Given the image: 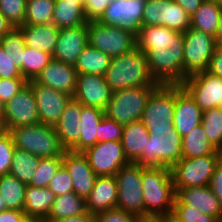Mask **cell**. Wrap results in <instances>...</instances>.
Listing matches in <instances>:
<instances>
[{
	"label": "cell",
	"mask_w": 222,
	"mask_h": 222,
	"mask_svg": "<svg viewBox=\"0 0 222 222\" xmlns=\"http://www.w3.org/2000/svg\"><path fill=\"white\" fill-rule=\"evenodd\" d=\"M203 111L182 85H175V112L173 125L181 137L202 123Z\"/></svg>",
	"instance_id": "cell-19"
},
{
	"label": "cell",
	"mask_w": 222,
	"mask_h": 222,
	"mask_svg": "<svg viewBox=\"0 0 222 222\" xmlns=\"http://www.w3.org/2000/svg\"><path fill=\"white\" fill-rule=\"evenodd\" d=\"M88 45L110 58L118 57L137 47L136 35L120 26L87 22Z\"/></svg>",
	"instance_id": "cell-7"
},
{
	"label": "cell",
	"mask_w": 222,
	"mask_h": 222,
	"mask_svg": "<svg viewBox=\"0 0 222 222\" xmlns=\"http://www.w3.org/2000/svg\"><path fill=\"white\" fill-rule=\"evenodd\" d=\"M124 126L106 115L99 124V142L121 141Z\"/></svg>",
	"instance_id": "cell-46"
},
{
	"label": "cell",
	"mask_w": 222,
	"mask_h": 222,
	"mask_svg": "<svg viewBox=\"0 0 222 222\" xmlns=\"http://www.w3.org/2000/svg\"><path fill=\"white\" fill-rule=\"evenodd\" d=\"M39 162L40 157L15 148L9 174L28 185L38 168Z\"/></svg>",
	"instance_id": "cell-35"
},
{
	"label": "cell",
	"mask_w": 222,
	"mask_h": 222,
	"mask_svg": "<svg viewBox=\"0 0 222 222\" xmlns=\"http://www.w3.org/2000/svg\"><path fill=\"white\" fill-rule=\"evenodd\" d=\"M63 165L71 176L74 193L86 199L97 178L87 156L83 152L66 150L63 154Z\"/></svg>",
	"instance_id": "cell-18"
},
{
	"label": "cell",
	"mask_w": 222,
	"mask_h": 222,
	"mask_svg": "<svg viewBox=\"0 0 222 222\" xmlns=\"http://www.w3.org/2000/svg\"><path fill=\"white\" fill-rule=\"evenodd\" d=\"M149 136V130L141 121L124 125L121 143L129 162L135 163L145 152V145Z\"/></svg>",
	"instance_id": "cell-28"
},
{
	"label": "cell",
	"mask_w": 222,
	"mask_h": 222,
	"mask_svg": "<svg viewBox=\"0 0 222 222\" xmlns=\"http://www.w3.org/2000/svg\"><path fill=\"white\" fill-rule=\"evenodd\" d=\"M5 203L3 202V198L0 195V212L6 210Z\"/></svg>",
	"instance_id": "cell-63"
},
{
	"label": "cell",
	"mask_w": 222,
	"mask_h": 222,
	"mask_svg": "<svg viewBox=\"0 0 222 222\" xmlns=\"http://www.w3.org/2000/svg\"><path fill=\"white\" fill-rule=\"evenodd\" d=\"M165 27L181 33L190 28V17L173 0H166Z\"/></svg>",
	"instance_id": "cell-41"
},
{
	"label": "cell",
	"mask_w": 222,
	"mask_h": 222,
	"mask_svg": "<svg viewBox=\"0 0 222 222\" xmlns=\"http://www.w3.org/2000/svg\"><path fill=\"white\" fill-rule=\"evenodd\" d=\"M135 222H163L162 216H139Z\"/></svg>",
	"instance_id": "cell-58"
},
{
	"label": "cell",
	"mask_w": 222,
	"mask_h": 222,
	"mask_svg": "<svg viewBox=\"0 0 222 222\" xmlns=\"http://www.w3.org/2000/svg\"><path fill=\"white\" fill-rule=\"evenodd\" d=\"M172 213L184 222H221L219 219L203 214L190 206L182 205L176 198Z\"/></svg>",
	"instance_id": "cell-44"
},
{
	"label": "cell",
	"mask_w": 222,
	"mask_h": 222,
	"mask_svg": "<svg viewBox=\"0 0 222 222\" xmlns=\"http://www.w3.org/2000/svg\"><path fill=\"white\" fill-rule=\"evenodd\" d=\"M191 17L204 0H173Z\"/></svg>",
	"instance_id": "cell-56"
},
{
	"label": "cell",
	"mask_w": 222,
	"mask_h": 222,
	"mask_svg": "<svg viewBox=\"0 0 222 222\" xmlns=\"http://www.w3.org/2000/svg\"><path fill=\"white\" fill-rule=\"evenodd\" d=\"M206 71L222 78V55L216 49Z\"/></svg>",
	"instance_id": "cell-54"
},
{
	"label": "cell",
	"mask_w": 222,
	"mask_h": 222,
	"mask_svg": "<svg viewBox=\"0 0 222 222\" xmlns=\"http://www.w3.org/2000/svg\"><path fill=\"white\" fill-rule=\"evenodd\" d=\"M82 107V104L72 98L54 126L60 143L66 150H70L79 141Z\"/></svg>",
	"instance_id": "cell-24"
},
{
	"label": "cell",
	"mask_w": 222,
	"mask_h": 222,
	"mask_svg": "<svg viewBox=\"0 0 222 222\" xmlns=\"http://www.w3.org/2000/svg\"><path fill=\"white\" fill-rule=\"evenodd\" d=\"M56 195L48 187H34L27 185L23 212L43 222L49 215Z\"/></svg>",
	"instance_id": "cell-26"
},
{
	"label": "cell",
	"mask_w": 222,
	"mask_h": 222,
	"mask_svg": "<svg viewBox=\"0 0 222 222\" xmlns=\"http://www.w3.org/2000/svg\"><path fill=\"white\" fill-rule=\"evenodd\" d=\"M0 222H37L23 211L6 209L0 212Z\"/></svg>",
	"instance_id": "cell-52"
},
{
	"label": "cell",
	"mask_w": 222,
	"mask_h": 222,
	"mask_svg": "<svg viewBox=\"0 0 222 222\" xmlns=\"http://www.w3.org/2000/svg\"><path fill=\"white\" fill-rule=\"evenodd\" d=\"M166 0H147L144 6L142 27L165 26Z\"/></svg>",
	"instance_id": "cell-42"
},
{
	"label": "cell",
	"mask_w": 222,
	"mask_h": 222,
	"mask_svg": "<svg viewBox=\"0 0 222 222\" xmlns=\"http://www.w3.org/2000/svg\"><path fill=\"white\" fill-rule=\"evenodd\" d=\"M15 148L40 158L63 157L66 149L61 145L54 126L37 123L10 129Z\"/></svg>",
	"instance_id": "cell-5"
},
{
	"label": "cell",
	"mask_w": 222,
	"mask_h": 222,
	"mask_svg": "<svg viewBox=\"0 0 222 222\" xmlns=\"http://www.w3.org/2000/svg\"><path fill=\"white\" fill-rule=\"evenodd\" d=\"M104 77L113 92L126 88L160 85L150 75L146 55L138 47L111 58Z\"/></svg>",
	"instance_id": "cell-2"
},
{
	"label": "cell",
	"mask_w": 222,
	"mask_h": 222,
	"mask_svg": "<svg viewBox=\"0 0 222 222\" xmlns=\"http://www.w3.org/2000/svg\"><path fill=\"white\" fill-rule=\"evenodd\" d=\"M175 85L160 84L150 95L141 122L147 129L174 127Z\"/></svg>",
	"instance_id": "cell-11"
},
{
	"label": "cell",
	"mask_w": 222,
	"mask_h": 222,
	"mask_svg": "<svg viewBox=\"0 0 222 222\" xmlns=\"http://www.w3.org/2000/svg\"><path fill=\"white\" fill-rule=\"evenodd\" d=\"M43 222H96V216L87 211L79 216H72L62 219H45Z\"/></svg>",
	"instance_id": "cell-55"
},
{
	"label": "cell",
	"mask_w": 222,
	"mask_h": 222,
	"mask_svg": "<svg viewBox=\"0 0 222 222\" xmlns=\"http://www.w3.org/2000/svg\"><path fill=\"white\" fill-rule=\"evenodd\" d=\"M175 198L185 206H190L203 214L215 217L222 221V207L210 189V186L180 188Z\"/></svg>",
	"instance_id": "cell-22"
},
{
	"label": "cell",
	"mask_w": 222,
	"mask_h": 222,
	"mask_svg": "<svg viewBox=\"0 0 222 222\" xmlns=\"http://www.w3.org/2000/svg\"><path fill=\"white\" fill-rule=\"evenodd\" d=\"M86 22L82 4L71 0H55L52 23L57 28H74Z\"/></svg>",
	"instance_id": "cell-30"
},
{
	"label": "cell",
	"mask_w": 222,
	"mask_h": 222,
	"mask_svg": "<svg viewBox=\"0 0 222 222\" xmlns=\"http://www.w3.org/2000/svg\"><path fill=\"white\" fill-rule=\"evenodd\" d=\"M201 125L209 142L219 150L222 147V107L204 111Z\"/></svg>",
	"instance_id": "cell-38"
},
{
	"label": "cell",
	"mask_w": 222,
	"mask_h": 222,
	"mask_svg": "<svg viewBox=\"0 0 222 222\" xmlns=\"http://www.w3.org/2000/svg\"><path fill=\"white\" fill-rule=\"evenodd\" d=\"M48 188L56 195V197L65 193L74 192L71 176L63 164L50 181Z\"/></svg>",
	"instance_id": "cell-47"
},
{
	"label": "cell",
	"mask_w": 222,
	"mask_h": 222,
	"mask_svg": "<svg viewBox=\"0 0 222 222\" xmlns=\"http://www.w3.org/2000/svg\"><path fill=\"white\" fill-rule=\"evenodd\" d=\"M105 116V111L96 107H82L80 124L81 133L79 141L70 149L83 152L99 142V124Z\"/></svg>",
	"instance_id": "cell-27"
},
{
	"label": "cell",
	"mask_w": 222,
	"mask_h": 222,
	"mask_svg": "<svg viewBox=\"0 0 222 222\" xmlns=\"http://www.w3.org/2000/svg\"><path fill=\"white\" fill-rule=\"evenodd\" d=\"M0 45L12 57L13 62L20 68L22 74L23 53L26 47L22 32L18 28H14L0 39Z\"/></svg>",
	"instance_id": "cell-40"
},
{
	"label": "cell",
	"mask_w": 222,
	"mask_h": 222,
	"mask_svg": "<svg viewBox=\"0 0 222 222\" xmlns=\"http://www.w3.org/2000/svg\"><path fill=\"white\" fill-rule=\"evenodd\" d=\"M27 83L25 78H0V98L3 103L10 101Z\"/></svg>",
	"instance_id": "cell-48"
},
{
	"label": "cell",
	"mask_w": 222,
	"mask_h": 222,
	"mask_svg": "<svg viewBox=\"0 0 222 222\" xmlns=\"http://www.w3.org/2000/svg\"><path fill=\"white\" fill-rule=\"evenodd\" d=\"M52 59L51 54L26 46L23 53L22 76L27 81L35 79Z\"/></svg>",
	"instance_id": "cell-37"
},
{
	"label": "cell",
	"mask_w": 222,
	"mask_h": 222,
	"mask_svg": "<svg viewBox=\"0 0 222 222\" xmlns=\"http://www.w3.org/2000/svg\"><path fill=\"white\" fill-rule=\"evenodd\" d=\"M0 78H24L21 74L20 68L15 65L12 57L5 52L0 45Z\"/></svg>",
	"instance_id": "cell-49"
},
{
	"label": "cell",
	"mask_w": 222,
	"mask_h": 222,
	"mask_svg": "<svg viewBox=\"0 0 222 222\" xmlns=\"http://www.w3.org/2000/svg\"><path fill=\"white\" fill-rule=\"evenodd\" d=\"M118 186L115 175L97 176L90 195L86 198V209L97 215L116 208Z\"/></svg>",
	"instance_id": "cell-23"
},
{
	"label": "cell",
	"mask_w": 222,
	"mask_h": 222,
	"mask_svg": "<svg viewBox=\"0 0 222 222\" xmlns=\"http://www.w3.org/2000/svg\"><path fill=\"white\" fill-rule=\"evenodd\" d=\"M144 216H164L172 213L176 192L171 169L142 167Z\"/></svg>",
	"instance_id": "cell-3"
},
{
	"label": "cell",
	"mask_w": 222,
	"mask_h": 222,
	"mask_svg": "<svg viewBox=\"0 0 222 222\" xmlns=\"http://www.w3.org/2000/svg\"><path fill=\"white\" fill-rule=\"evenodd\" d=\"M18 29L22 32L27 47L39 49L53 55L59 34V28L53 23L22 25Z\"/></svg>",
	"instance_id": "cell-25"
},
{
	"label": "cell",
	"mask_w": 222,
	"mask_h": 222,
	"mask_svg": "<svg viewBox=\"0 0 222 222\" xmlns=\"http://www.w3.org/2000/svg\"><path fill=\"white\" fill-rule=\"evenodd\" d=\"M221 12L222 2L204 1L190 17V28L210 34L216 39Z\"/></svg>",
	"instance_id": "cell-29"
},
{
	"label": "cell",
	"mask_w": 222,
	"mask_h": 222,
	"mask_svg": "<svg viewBox=\"0 0 222 222\" xmlns=\"http://www.w3.org/2000/svg\"><path fill=\"white\" fill-rule=\"evenodd\" d=\"M182 140V158L203 157L217 151L209 142L201 124L182 137Z\"/></svg>",
	"instance_id": "cell-32"
},
{
	"label": "cell",
	"mask_w": 222,
	"mask_h": 222,
	"mask_svg": "<svg viewBox=\"0 0 222 222\" xmlns=\"http://www.w3.org/2000/svg\"><path fill=\"white\" fill-rule=\"evenodd\" d=\"M113 0H85L83 10L87 21H97Z\"/></svg>",
	"instance_id": "cell-50"
},
{
	"label": "cell",
	"mask_w": 222,
	"mask_h": 222,
	"mask_svg": "<svg viewBox=\"0 0 222 222\" xmlns=\"http://www.w3.org/2000/svg\"><path fill=\"white\" fill-rule=\"evenodd\" d=\"M147 0H113L97 20L101 24L120 26L137 35Z\"/></svg>",
	"instance_id": "cell-15"
},
{
	"label": "cell",
	"mask_w": 222,
	"mask_h": 222,
	"mask_svg": "<svg viewBox=\"0 0 222 222\" xmlns=\"http://www.w3.org/2000/svg\"><path fill=\"white\" fill-rule=\"evenodd\" d=\"M39 123L38 107L33 89L27 83L10 101L5 103L2 125L4 130Z\"/></svg>",
	"instance_id": "cell-12"
},
{
	"label": "cell",
	"mask_w": 222,
	"mask_h": 222,
	"mask_svg": "<svg viewBox=\"0 0 222 222\" xmlns=\"http://www.w3.org/2000/svg\"><path fill=\"white\" fill-rule=\"evenodd\" d=\"M83 153L97 176L116 175L130 162L126 158L121 141L98 142Z\"/></svg>",
	"instance_id": "cell-14"
},
{
	"label": "cell",
	"mask_w": 222,
	"mask_h": 222,
	"mask_svg": "<svg viewBox=\"0 0 222 222\" xmlns=\"http://www.w3.org/2000/svg\"><path fill=\"white\" fill-rule=\"evenodd\" d=\"M158 86L150 85L114 91L105 115L123 126L140 121L150 95Z\"/></svg>",
	"instance_id": "cell-6"
},
{
	"label": "cell",
	"mask_w": 222,
	"mask_h": 222,
	"mask_svg": "<svg viewBox=\"0 0 222 222\" xmlns=\"http://www.w3.org/2000/svg\"><path fill=\"white\" fill-rule=\"evenodd\" d=\"M113 91L103 75L77 74L76 91L73 99L86 107L106 110Z\"/></svg>",
	"instance_id": "cell-17"
},
{
	"label": "cell",
	"mask_w": 222,
	"mask_h": 222,
	"mask_svg": "<svg viewBox=\"0 0 222 222\" xmlns=\"http://www.w3.org/2000/svg\"><path fill=\"white\" fill-rule=\"evenodd\" d=\"M86 212V199L74 192H69L55 198L46 219H62L79 216Z\"/></svg>",
	"instance_id": "cell-33"
},
{
	"label": "cell",
	"mask_w": 222,
	"mask_h": 222,
	"mask_svg": "<svg viewBox=\"0 0 222 222\" xmlns=\"http://www.w3.org/2000/svg\"><path fill=\"white\" fill-rule=\"evenodd\" d=\"M221 158L219 150L203 157L181 158L171 168L175 192L180 188L208 186Z\"/></svg>",
	"instance_id": "cell-8"
},
{
	"label": "cell",
	"mask_w": 222,
	"mask_h": 222,
	"mask_svg": "<svg viewBox=\"0 0 222 222\" xmlns=\"http://www.w3.org/2000/svg\"><path fill=\"white\" fill-rule=\"evenodd\" d=\"M95 216L96 222H135L137 218V216L118 208L109 209Z\"/></svg>",
	"instance_id": "cell-51"
},
{
	"label": "cell",
	"mask_w": 222,
	"mask_h": 222,
	"mask_svg": "<svg viewBox=\"0 0 222 222\" xmlns=\"http://www.w3.org/2000/svg\"><path fill=\"white\" fill-rule=\"evenodd\" d=\"M163 222H184L183 220L176 217L173 213L162 216Z\"/></svg>",
	"instance_id": "cell-59"
},
{
	"label": "cell",
	"mask_w": 222,
	"mask_h": 222,
	"mask_svg": "<svg viewBox=\"0 0 222 222\" xmlns=\"http://www.w3.org/2000/svg\"><path fill=\"white\" fill-rule=\"evenodd\" d=\"M137 47L146 55L149 73L163 85L184 82L183 33L165 26H144L136 35Z\"/></svg>",
	"instance_id": "cell-1"
},
{
	"label": "cell",
	"mask_w": 222,
	"mask_h": 222,
	"mask_svg": "<svg viewBox=\"0 0 222 222\" xmlns=\"http://www.w3.org/2000/svg\"><path fill=\"white\" fill-rule=\"evenodd\" d=\"M111 58L100 50L87 45L77 61L74 68L77 74H96L103 75L106 73Z\"/></svg>",
	"instance_id": "cell-31"
},
{
	"label": "cell",
	"mask_w": 222,
	"mask_h": 222,
	"mask_svg": "<svg viewBox=\"0 0 222 222\" xmlns=\"http://www.w3.org/2000/svg\"><path fill=\"white\" fill-rule=\"evenodd\" d=\"M216 41H222V12L219 17V25H218V31L216 34Z\"/></svg>",
	"instance_id": "cell-60"
},
{
	"label": "cell",
	"mask_w": 222,
	"mask_h": 222,
	"mask_svg": "<svg viewBox=\"0 0 222 222\" xmlns=\"http://www.w3.org/2000/svg\"><path fill=\"white\" fill-rule=\"evenodd\" d=\"M216 50L222 55V41H216Z\"/></svg>",
	"instance_id": "cell-62"
},
{
	"label": "cell",
	"mask_w": 222,
	"mask_h": 222,
	"mask_svg": "<svg viewBox=\"0 0 222 222\" xmlns=\"http://www.w3.org/2000/svg\"><path fill=\"white\" fill-rule=\"evenodd\" d=\"M27 0H0V12L14 28L24 25Z\"/></svg>",
	"instance_id": "cell-43"
},
{
	"label": "cell",
	"mask_w": 222,
	"mask_h": 222,
	"mask_svg": "<svg viewBox=\"0 0 222 222\" xmlns=\"http://www.w3.org/2000/svg\"><path fill=\"white\" fill-rule=\"evenodd\" d=\"M63 164V157L40 158L31 182L28 185L34 187H48L50 181Z\"/></svg>",
	"instance_id": "cell-39"
},
{
	"label": "cell",
	"mask_w": 222,
	"mask_h": 222,
	"mask_svg": "<svg viewBox=\"0 0 222 222\" xmlns=\"http://www.w3.org/2000/svg\"><path fill=\"white\" fill-rule=\"evenodd\" d=\"M204 1H216V2H222V0H204Z\"/></svg>",
	"instance_id": "cell-66"
},
{
	"label": "cell",
	"mask_w": 222,
	"mask_h": 222,
	"mask_svg": "<svg viewBox=\"0 0 222 222\" xmlns=\"http://www.w3.org/2000/svg\"><path fill=\"white\" fill-rule=\"evenodd\" d=\"M194 98L204 112L222 107V78L209 72L201 71L189 75L181 84Z\"/></svg>",
	"instance_id": "cell-13"
},
{
	"label": "cell",
	"mask_w": 222,
	"mask_h": 222,
	"mask_svg": "<svg viewBox=\"0 0 222 222\" xmlns=\"http://www.w3.org/2000/svg\"><path fill=\"white\" fill-rule=\"evenodd\" d=\"M27 184L11 174L0 176V195L7 209L23 211Z\"/></svg>",
	"instance_id": "cell-34"
},
{
	"label": "cell",
	"mask_w": 222,
	"mask_h": 222,
	"mask_svg": "<svg viewBox=\"0 0 222 222\" xmlns=\"http://www.w3.org/2000/svg\"><path fill=\"white\" fill-rule=\"evenodd\" d=\"M184 80L205 71L216 49V39L210 34L189 28L184 33Z\"/></svg>",
	"instance_id": "cell-10"
},
{
	"label": "cell",
	"mask_w": 222,
	"mask_h": 222,
	"mask_svg": "<svg viewBox=\"0 0 222 222\" xmlns=\"http://www.w3.org/2000/svg\"><path fill=\"white\" fill-rule=\"evenodd\" d=\"M4 106H5V104L3 103V101L0 98V123H2V121H3Z\"/></svg>",
	"instance_id": "cell-61"
},
{
	"label": "cell",
	"mask_w": 222,
	"mask_h": 222,
	"mask_svg": "<svg viewBox=\"0 0 222 222\" xmlns=\"http://www.w3.org/2000/svg\"><path fill=\"white\" fill-rule=\"evenodd\" d=\"M145 152L135 162L141 167L172 168L182 158V137L174 127L148 129Z\"/></svg>",
	"instance_id": "cell-4"
},
{
	"label": "cell",
	"mask_w": 222,
	"mask_h": 222,
	"mask_svg": "<svg viewBox=\"0 0 222 222\" xmlns=\"http://www.w3.org/2000/svg\"><path fill=\"white\" fill-rule=\"evenodd\" d=\"M34 80L73 97L76 91L77 71L73 65L52 59Z\"/></svg>",
	"instance_id": "cell-21"
},
{
	"label": "cell",
	"mask_w": 222,
	"mask_h": 222,
	"mask_svg": "<svg viewBox=\"0 0 222 222\" xmlns=\"http://www.w3.org/2000/svg\"><path fill=\"white\" fill-rule=\"evenodd\" d=\"M87 45V22L74 28L59 29L52 58L74 66Z\"/></svg>",
	"instance_id": "cell-20"
},
{
	"label": "cell",
	"mask_w": 222,
	"mask_h": 222,
	"mask_svg": "<svg viewBox=\"0 0 222 222\" xmlns=\"http://www.w3.org/2000/svg\"><path fill=\"white\" fill-rule=\"evenodd\" d=\"M55 0H27L24 25L52 23Z\"/></svg>",
	"instance_id": "cell-36"
},
{
	"label": "cell",
	"mask_w": 222,
	"mask_h": 222,
	"mask_svg": "<svg viewBox=\"0 0 222 222\" xmlns=\"http://www.w3.org/2000/svg\"><path fill=\"white\" fill-rule=\"evenodd\" d=\"M13 29L14 27L12 24L0 12V39H2L6 34L10 33Z\"/></svg>",
	"instance_id": "cell-57"
},
{
	"label": "cell",
	"mask_w": 222,
	"mask_h": 222,
	"mask_svg": "<svg viewBox=\"0 0 222 222\" xmlns=\"http://www.w3.org/2000/svg\"><path fill=\"white\" fill-rule=\"evenodd\" d=\"M15 146L11 135L4 131L0 135V176L9 174Z\"/></svg>",
	"instance_id": "cell-45"
},
{
	"label": "cell",
	"mask_w": 222,
	"mask_h": 222,
	"mask_svg": "<svg viewBox=\"0 0 222 222\" xmlns=\"http://www.w3.org/2000/svg\"><path fill=\"white\" fill-rule=\"evenodd\" d=\"M5 130H4V127H3V125L0 123V135L4 132Z\"/></svg>",
	"instance_id": "cell-65"
},
{
	"label": "cell",
	"mask_w": 222,
	"mask_h": 222,
	"mask_svg": "<svg viewBox=\"0 0 222 222\" xmlns=\"http://www.w3.org/2000/svg\"><path fill=\"white\" fill-rule=\"evenodd\" d=\"M71 1H76V2H78L79 4H82V5H84V3H85V0H71Z\"/></svg>",
	"instance_id": "cell-64"
},
{
	"label": "cell",
	"mask_w": 222,
	"mask_h": 222,
	"mask_svg": "<svg viewBox=\"0 0 222 222\" xmlns=\"http://www.w3.org/2000/svg\"><path fill=\"white\" fill-rule=\"evenodd\" d=\"M210 189L213 191L222 207V158L218 162L210 181Z\"/></svg>",
	"instance_id": "cell-53"
},
{
	"label": "cell",
	"mask_w": 222,
	"mask_h": 222,
	"mask_svg": "<svg viewBox=\"0 0 222 222\" xmlns=\"http://www.w3.org/2000/svg\"><path fill=\"white\" fill-rule=\"evenodd\" d=\"M38 107L39 123L55 126L60 119L66 105L72 96L37 83L34 79L28 80Z\"/></svg>",
	"instance_id": "cell-16"
},
{
	"label": "cell",
	"mask_w": 222,
	"mask_h": 222,
	"mask_svg": "<svg viewBox=\"0 0 222 222\" xmlns=\"http://www.w3.org/2000/svg\"><path fill=\"white\" fill-rule=\"evenodd\" d=\"M115 177L118 186L116 208L137 217L144 216L142 167L130 162L123 166Z\"/></svg>",
	"instance_id": "cell-9"
}]
</instances>
